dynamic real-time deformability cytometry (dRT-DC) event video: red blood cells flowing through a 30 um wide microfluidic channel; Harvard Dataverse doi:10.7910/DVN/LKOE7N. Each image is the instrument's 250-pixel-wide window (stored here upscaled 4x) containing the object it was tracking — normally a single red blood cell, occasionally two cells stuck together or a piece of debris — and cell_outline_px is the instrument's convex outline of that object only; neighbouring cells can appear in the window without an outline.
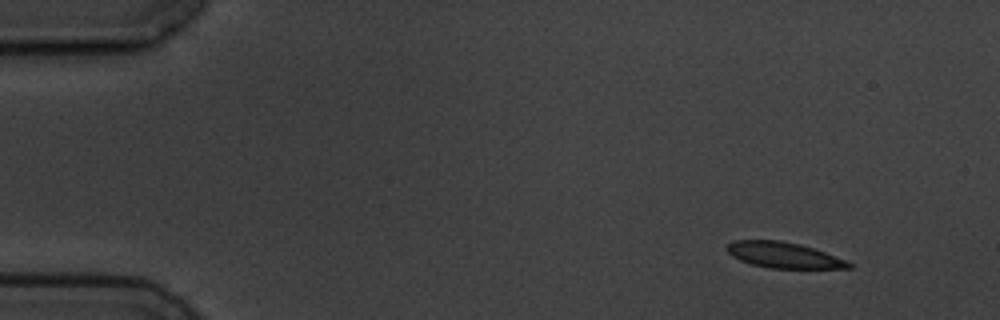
{"species": "common noctule bat (a hibernating species)", "species_latin": "Nyctalus noctula", "temperature_condition": "cold", "stored_images_in_passage": 4, "camera_frame_rate_fps": 3000, "um_per_image_px": 0.085, "animal": {"sex": "male", "body_mass_g": 19.5, "forearm_length_mm": 54.6}, "frame": {"image": 1, "passage_image": 1, "time_ms": 0.0, "image_size_px": [1000, 320], "cell_outline_px": [[852, 268], [772, 268], [752, 264], [740, 260], [732, 256], [724, 248], [732, 240], [780, 240], [800, 244], [824, 252], [844, 260], [852, 264]], "centroid_in_image_um": [66.55, 21.67], "position_along_channel_um": 18.4, "area_um2": 18.09}}
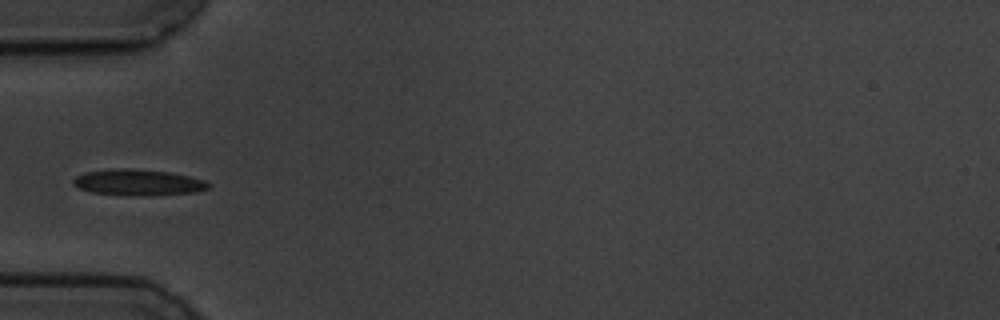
{"frame": {"image": 2, "passage_image": 4, "time_ms": 4.333, "image_size_px": [1000, 320], "cell_outline_px": [[212, 184], [208, 188], [196, 192], [92, 192], [80, 188], [72, 184], [72, 180], [76, 176], [84, 172], [112, 168], [128, 168], [168, 172], [188, 176], [204, 180]], "centroid_in_image_um": [11.69, 15.42], "position_along_channel_um": 73.3, "area_um2": 18.96}}